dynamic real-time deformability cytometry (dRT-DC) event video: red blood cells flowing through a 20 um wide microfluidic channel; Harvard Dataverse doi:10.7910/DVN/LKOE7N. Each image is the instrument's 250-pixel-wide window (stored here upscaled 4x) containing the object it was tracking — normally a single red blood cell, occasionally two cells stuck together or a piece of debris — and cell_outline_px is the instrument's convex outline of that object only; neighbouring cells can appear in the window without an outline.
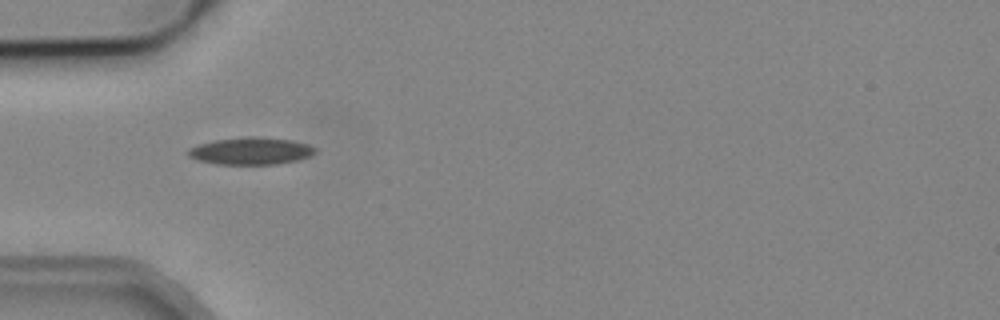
{"species": "common noctule bat (a hibernating species)", "species_latin": "Nyctalus noctula", "temperature_condition": "cold", "stored_images_in_passage": 5, "camera_frame_rate_fps": 3000, "um_per_image_px": 0.085, "animal": {"sex": "male", "body_mass_g": 19.2, "forearm_length_mm": 51.8}, "frame": {"image": 1, "passage_image": 1, "time_ms": 0.0, "image_size_px": [1000, 320], "cell_outline_px": [[316, 152], [308, 156], [296, 160], [276, 164], [216, 164], [200, 160], [188, 156], [188, 148], [196, 144], [212, 140], [248, 136], [256, 136], [292, 140], [308, 144], [316, 148]], "centroid_in_image_um": [21.29, 12.82], "position_along_channel_um": 63.7, "area_um2": 20.17}}
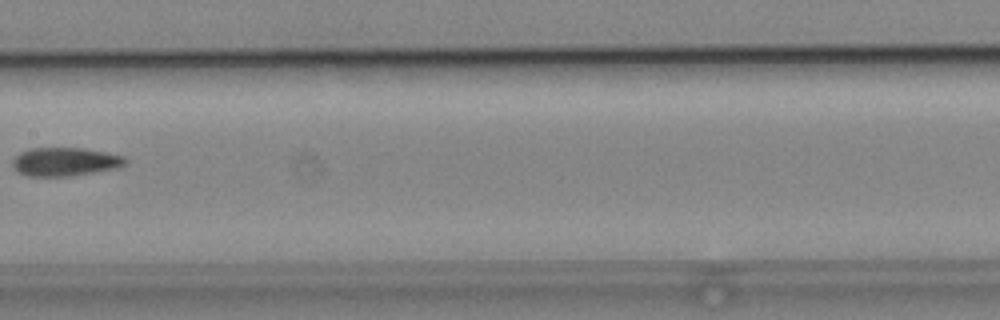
{"frame": {"image": 2, "passage_image": 4, "time_ms": 3.667, "image_size_px": [1000, 320], "cell_outline_px": [[128, 164], [120, 168], [68, 176], [28, 176], [12, 168], [12, 160], [20, 152], [32, 148], [84, 148], [124, 156], [128, 160]], "centroid_in_image_um": [5.56, 13.75], "position_along_channel_um": 201.8, "area_um2": 18.84}}
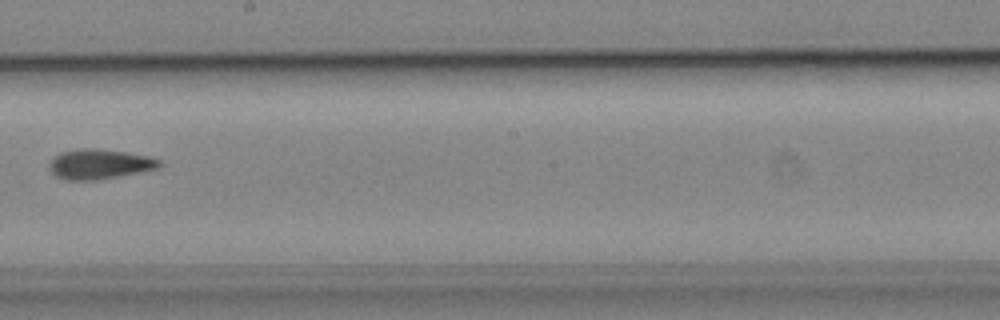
{"frame": {"image": 3, "passage_image": 5, "time_ms": 4.667, "image_size_px": [1000, 320], "cell_outline_px": [[164, 164], [160, 168], [140, 172], [92, 180], [64, 180], [56, 176], [48, 168], [48, 164], [60, 152], [80, 148], [96, 148], [124, 152], [148, 156], [160, 160]], "centroid_in_image_um": [8.46, 13.94], "position_along_channel_um": 239.7, "area_um2": 19.13}}